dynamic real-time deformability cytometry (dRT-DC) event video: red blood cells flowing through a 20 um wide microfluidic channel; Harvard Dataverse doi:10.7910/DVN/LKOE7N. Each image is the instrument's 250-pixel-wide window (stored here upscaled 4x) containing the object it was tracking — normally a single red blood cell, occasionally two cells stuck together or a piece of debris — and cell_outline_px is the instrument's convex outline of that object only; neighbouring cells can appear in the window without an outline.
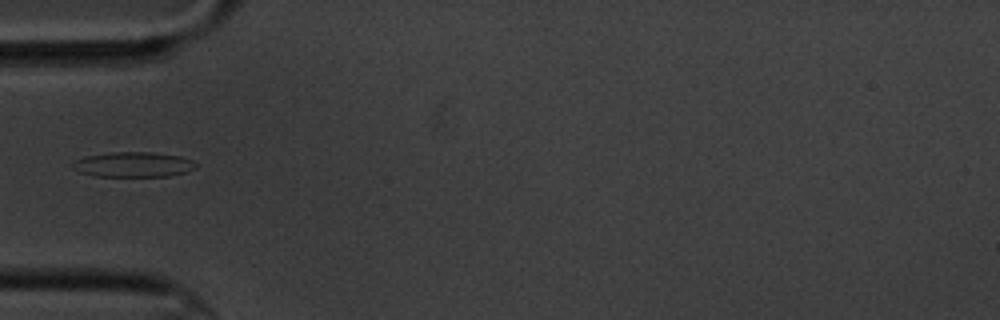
{"species": "common noctule bat (a hibernating species)", "species_latin": "Nyctalus noctula", "temperature_condition": "cold", "stored_images_in_passage": 12, "camera_frame_rate_fps": 3000, "um_per_image_px": 0.085, "animal": {"sex": "male", "body_mass_g": 20.1, "forearm_length_mm": 53.5}, "frame": {"image": 1, "passage_image": 2, "time_ms": 1.333, "image_size_px": [1000, 320], "cell_outline_px": [[196, 168], [188, 172], [168, 176], [96, 176], [80, 172], [72, 168], [72, 164], [76, 160], [84, 156], [112, 152], [152, 152], [180, 156], [192, 160], [196, 164]], "centroid_in_image_um": [11.35, 13.98], "position_along_channel_um": 73.7, "area_um2": 18.03}}
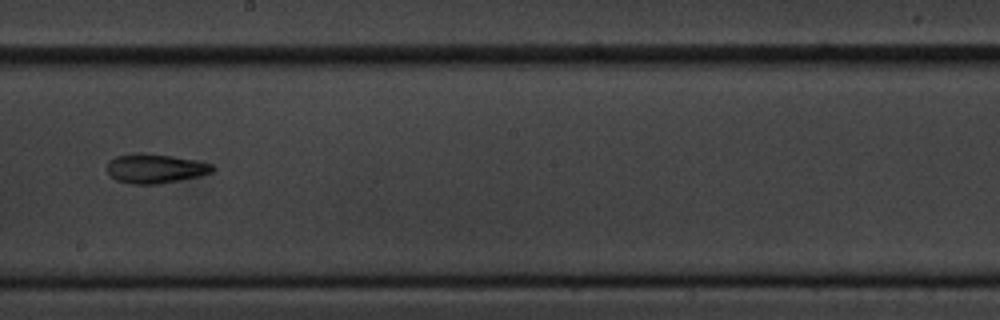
{"frame": {"image": 2, "passage_image": 6, "time_ms": 6.0, "image_size_px": [1000, 320], "cell_outline_px": [[216, 168], [212, 172], [200, 176], [180, 180], [156, 184], [132, 184], [116, 180], [108, 172], [108, 160], [116, 156], [172, 156], [212, 164]], "centroid_in_image_um": [13.24, 14.38], "position_along_channel_um": 235.0, "area_um2": 17.11}}
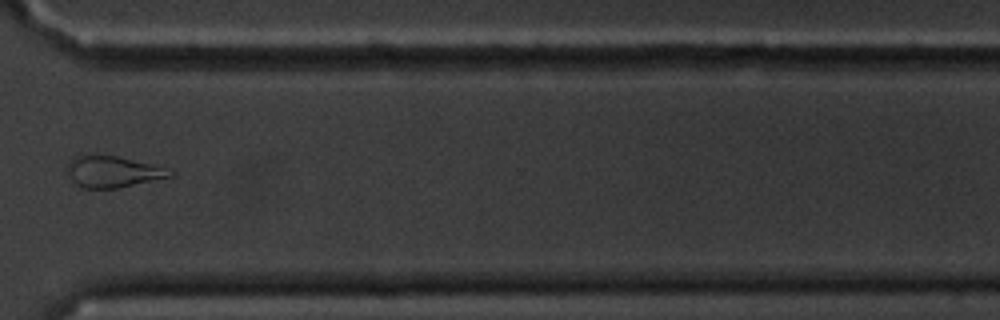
{"frame": {"image": 3, "passage_image": 9, "time_ms": 9.667, "image_size_px": [1000, 320], "cell_outline_px": [[176, 172], [172, 176], [116, 188], [84, 188], [76, 184], [72, 180], [68, 172], [68, 160], [72, 156], [84, 152], [116, 156], [148, 164]], "centroid_in_image_um": [9.47, 14.56], "position_along_channel_um": 361.1, "area_um2": 18.73}}